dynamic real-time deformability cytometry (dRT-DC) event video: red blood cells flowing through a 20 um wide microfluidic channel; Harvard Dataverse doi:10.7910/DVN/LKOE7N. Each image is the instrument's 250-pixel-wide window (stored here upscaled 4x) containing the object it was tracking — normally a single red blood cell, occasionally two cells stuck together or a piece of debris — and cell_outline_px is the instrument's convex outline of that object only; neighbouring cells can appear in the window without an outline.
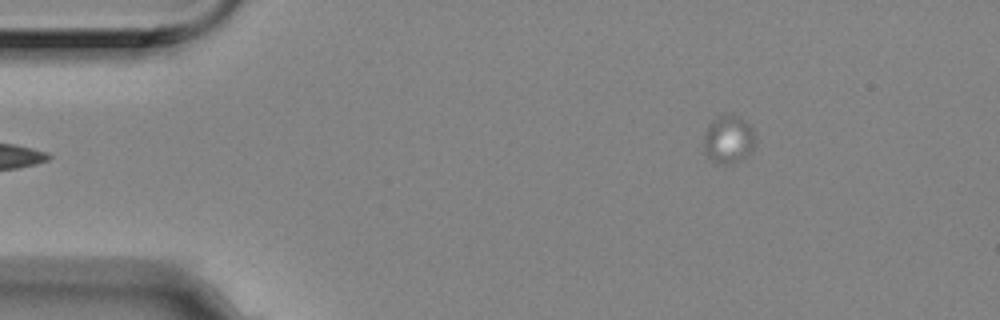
{"species": "Egyptian fruit bat (a non-hibernating species)", "species_latin": "Rousettus aegyptiacus", "temperature_condition": "room temperature", "stored_images_in_passage": 5, "segment_of_instrument_passage": [2, 2], "camera_frame_rate_fps": 3000, "um_per_image_px": 0.085, "animal": {"sex": "female"}, "frame": {"image": 1, "passage_image": 5, "time_ms": 1.333, "image_size_px": [1000, 320], "cell_outline_px": [[752, 152], [728, 164], [724, 164], [712, 160], [708, 156], [704, 148], [704, 132], [708, 124], [712, 120], [720, 116], [732, 112], [744, 120], [752, 128]], "centroid_in_image_um": [61.87, 11.79], "position_along_channel_um": 23.1, "area_um2": 13.99}}